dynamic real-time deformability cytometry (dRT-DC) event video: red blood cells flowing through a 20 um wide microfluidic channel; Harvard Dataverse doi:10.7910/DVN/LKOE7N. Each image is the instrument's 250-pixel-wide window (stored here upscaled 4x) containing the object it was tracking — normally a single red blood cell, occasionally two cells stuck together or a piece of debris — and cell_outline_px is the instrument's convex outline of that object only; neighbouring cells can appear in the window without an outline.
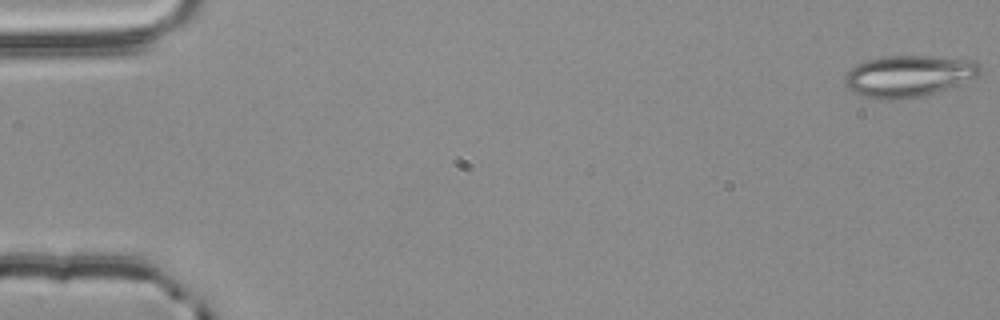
{"species": "common noctule bat (a hibernating species)", "species_latin": "Nyctalus noctula", "temperature_condition": "room temperature", "stored_images_in_passage": 55, "camera_frame_rate_fps": 3000, "um_per_image_px": 0.085, "animal": {"sex": "male", "body_mass_g": 20.4}, "frame": {"image": 1, "passage_image": 1, "time_ms": 0.0, "image_size_px": [1000, 320], "cell_outline_px": [[984, 68], [976, 76], [936, 92], [924, 96], [888, 100], [880, 100], [860, 96], [848, 88], [844, 84], [844, 76], [856, 64], [864, 60], [884, 56], [932, 56], [976, 60]], "centroid_in_image_um": [77.19, 6.45], "position_along_channel_um": 7.8, "area_um2": 32.89}}
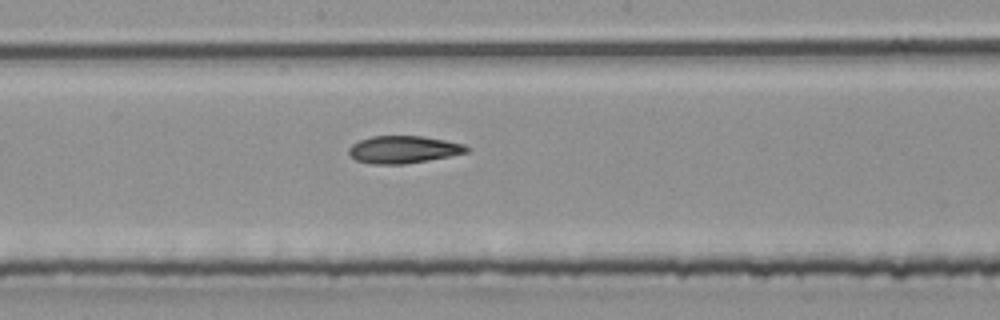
{"frame": {"image": 2, "passage_image": 30, "time_ms": 9.667, "image_size_px": [1000, 320], "cell_outline_px": [[472, 148], [468, 152], [428, 160], [404, 164], [372, 164], [356, 160], [348, 152], [348, 148], [352, 144], [360, 140], [372, 136], [424, 136], [464, 144]], "centroid_in_image_um": [34.3, 12.7], "position_along_channel_um": 213.9, "area_um2": 18.79}}
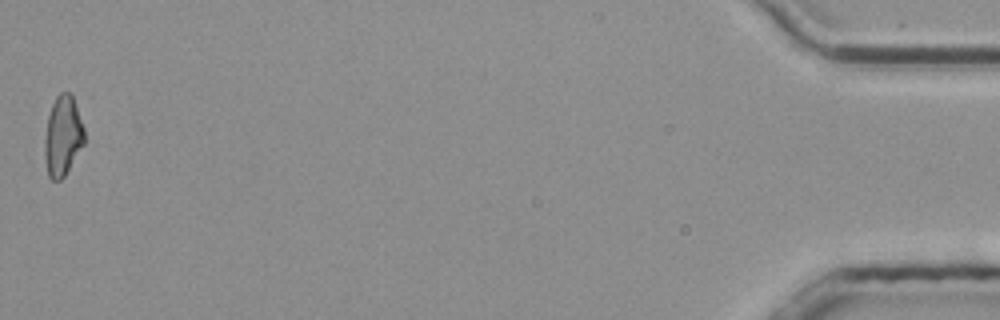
{"frame": {"image": 3, "passage_image": 55, "time_ms": 18.0, "image_size_px": [1000, 320], "cell_outline_px": [[84, 144], [64, 176], [60, 180], [52, 180], [48, 176], [44, 156], [44, 136], [48, 116], [52, 104], [56, 96], [60, 92], [72, 92], [84, 128]], "centroid_in_image_um": [5.33, 11.53], "position_along_channel_um": 429.9, "area_um2": 18.67}, "authors_computed_cell_mechanics": {"area_um2": 19.1896, "velocity_mm_per_s": 3.8115, "shape_relaxation_time_tau1_ms": null, "shape_relaxation_time_tau2_ms": 7.6804, "deformation_change_tau1": null, "deformation_change_tau2": 0.1806}}